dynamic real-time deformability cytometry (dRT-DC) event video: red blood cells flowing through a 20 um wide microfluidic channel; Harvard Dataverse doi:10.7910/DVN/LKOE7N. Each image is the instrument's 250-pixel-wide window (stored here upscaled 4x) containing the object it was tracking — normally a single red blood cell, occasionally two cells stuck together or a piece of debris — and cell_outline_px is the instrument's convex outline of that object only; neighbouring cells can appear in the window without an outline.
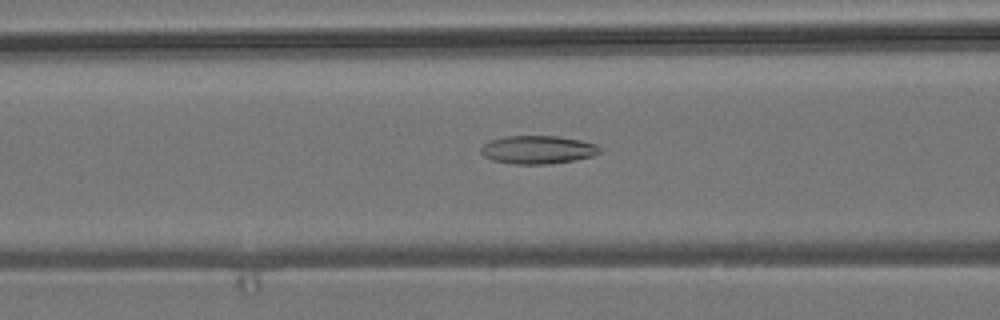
{"species": "common noctule bat (a hibernating species)", "species_latin": "Nyctalus noctula", "temperature_condition": "room temperature", "stored_images_in_passage": 41, "camera_frame_rate_fps": 3000, "um_per_image_px": 0.085, "animal": {"sex": "male", "body_mass_g": 19.2, "forearm_length_mm": 51.8}, "frame": {"image": 1, "passage_image": 9, "time_ms": 2.667, "image_size_px": [1000, 320], "cell_outline_px": [[600, 152], [592, 156], [572, 160], [548, 164], [516, 164], [492, 160], [484, 156], [480, 152], [480, 148], [484, 144], [492, 140], [508, 136], [560, 136], [580, 140], [596, 144], [600, 148]], "centroid_in_image_um": [45.7, 12.72], "position_along_channel_um": 120.9, "area_um2": 19.36}}
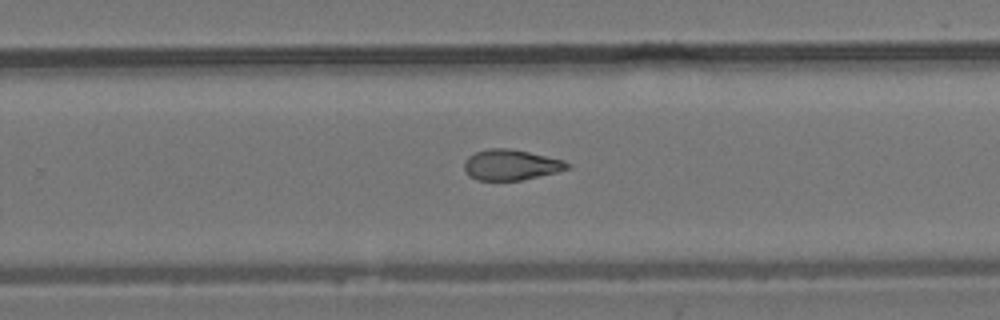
{"frame": {"image": 2, "passage_image": 22, "time_ms": 7.0, "image_size_px": [1000, 320], "cell_outline_px": [[572, 168], [556, 172], [520, 180], [476, 180], [468, 176], [464, 168], [464, 160], [468, 156], [476, 152], [488, 148], [508, 148], [528, 152], [564, 160], [572, 164]], "centroid_in_image_um": [43.42, 14.01], "position_along_channel_um": 286.4, "area_um2": 18.44}}
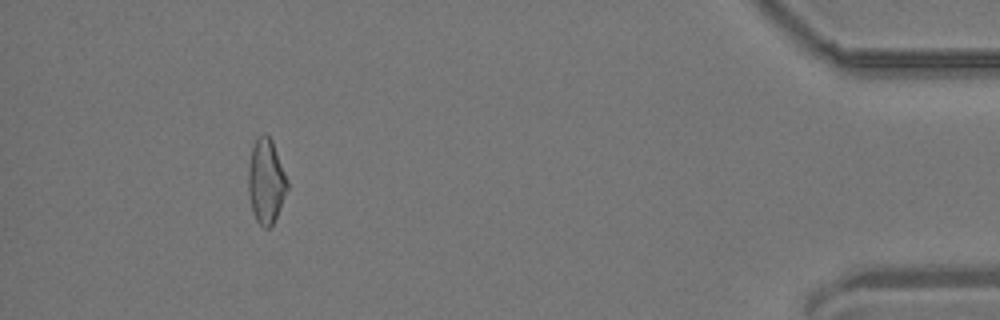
{"frame": {"image": 3, "passage_image": 37, "time_ms": 12.0, "image_size_px": [1000, 320], "cell_outline_px": [[288, 188], [276, 216], [272, 224], [268, 228], [264, 228], [256, 220], [252, 212], [248, 192], [248, 168], [252, 148], [256, 136], [264, 132], [272, 140], [288, 180]], "centroid_in_image_um": [22.6, 15.37], "position_along_channel_um": 412.6, "area_um2": 19.25}, "authors_computed_cell_mechanics": {"area_um2": 18.6694, "velocity_mm_per_s": 3.8211, "shape_relaxation_time_tau1_ms": null, "shape_relaxation_time_tau2_ms": 2.4469, "deformation_change_tau1": null, "deformation_change_tau2": 0.0943}}